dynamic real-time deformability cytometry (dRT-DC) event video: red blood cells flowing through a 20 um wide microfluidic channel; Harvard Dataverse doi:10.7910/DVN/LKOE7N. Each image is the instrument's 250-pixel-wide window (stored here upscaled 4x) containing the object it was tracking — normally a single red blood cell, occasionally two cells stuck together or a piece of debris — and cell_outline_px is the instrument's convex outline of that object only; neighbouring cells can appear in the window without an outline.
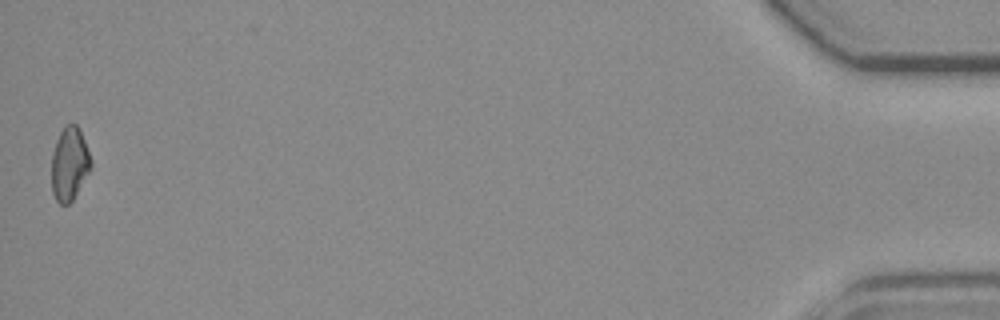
{"species": "common noctule bat (a hibernating species)", "species_latin": "Nyctalus noctula", "temperature_condition": "room temperature", "stored_images_in_passage": 12, "camera_frame_rate_fps": 3000, "um_per_image_px": 0.085, "animal": {"sex": "female", "body_mass_g": 19.3, "forearm_length_mm": 54.1}, "frame": {"image": 1, "passage_image": 12, "time_ms": 14.0, "image_size_px": [1000, 320], "cell_outline_px": [[92, 168], [72, 200], [68, 204], [60, 204], [56, 200], [52, 192], [52, 152], [56, 140], [64, 124], [76, 124], [80, 128], [92, 160]], "centroid_in_image_um": [5.91, 13.9], "position_along_channel_um": 429.3, "area_um2": 16.99}}